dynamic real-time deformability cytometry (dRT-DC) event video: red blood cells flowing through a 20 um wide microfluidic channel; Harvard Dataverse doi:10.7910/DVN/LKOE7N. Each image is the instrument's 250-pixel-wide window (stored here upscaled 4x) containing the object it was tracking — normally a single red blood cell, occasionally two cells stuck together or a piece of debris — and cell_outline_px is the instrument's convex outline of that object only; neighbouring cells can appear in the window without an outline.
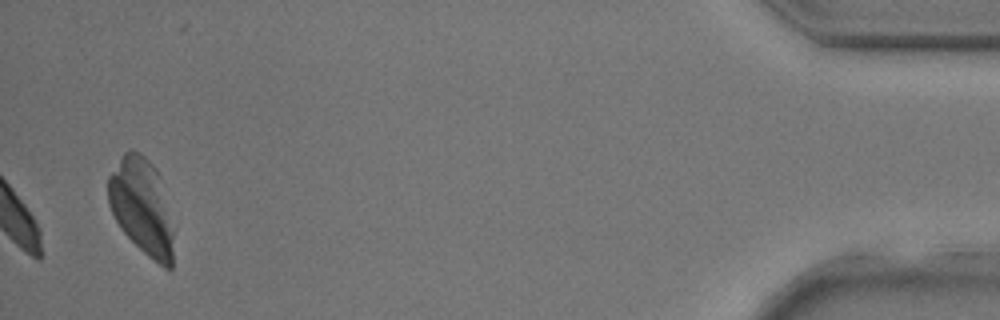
{"species": "common noctule bat (a hibernating species)", "species_latin": "Nyctalus noctula", "temperature_condition": "room temperature", "stored_images_in_passage": 34, "camera_frame_rate_fps": 3000, "um_per_image_px": 0.085, "animal": {"sex": "male", "body_mass_g": 17.9, "forearm_length_mm": 54.2}, "frame": {"image": 1, "passage_image": 34, "time_ms": 11.0, "image_size_px": [1000, 320], "cell_outline_px": [[172, 268], [164, 268], [148, 256], [120, 228], [108, 204], [108, 176], [124, 152], [132, 148], [140, 152], [156, 168], [172, 232]], "centroid_in_image_um": [11.99, 17.52], "position_along_channel_um": 423.2, "area_um2": 35.55}}